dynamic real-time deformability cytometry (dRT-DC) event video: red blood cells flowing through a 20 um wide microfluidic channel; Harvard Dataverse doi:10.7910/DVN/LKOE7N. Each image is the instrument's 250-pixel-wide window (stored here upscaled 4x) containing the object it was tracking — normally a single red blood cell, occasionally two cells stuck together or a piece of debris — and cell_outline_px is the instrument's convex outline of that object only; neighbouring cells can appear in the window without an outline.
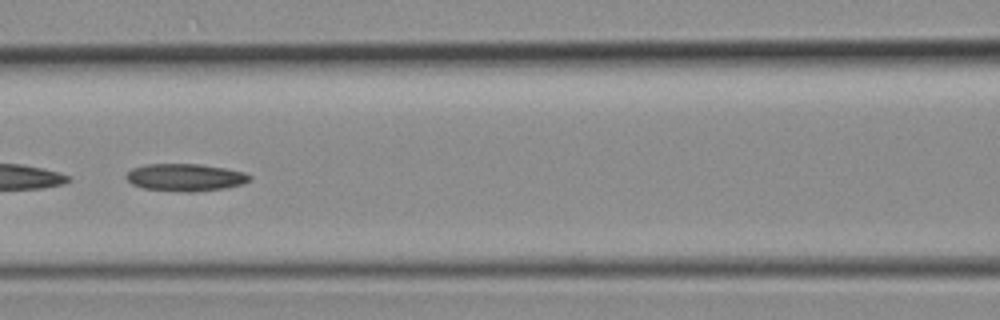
{"species": "common noctule bat (a hibernating species)", "species_latin": "Nyctalus noctula", "temperature_condition": "room temperature", "stored_images_in_passage": 39, "camera_frame_rate_fps": 3000, "um_per_image_px": 0.085, "animal": {"sex": "female", "body_mass_g": 19.3, "forearm_length_mm": 54.1}, "frame": {"image": 1, "passage_image": 17, "time_ms": 5.333, "image_size_px": [1000, 320], "cell_outline_px": [[252, 180], [244, 184], [224, 188], [192, 192], [184, 192], [144, 188], [132, 184], [124, 176], [132, 168], [144, 164], [200, 164], [224, 168], [244, 172], [252, 176]], "centroid_in_image_um": [15.77, 15.07], "position_along_channel_um": 150.8, "area_um2": 19.77}}